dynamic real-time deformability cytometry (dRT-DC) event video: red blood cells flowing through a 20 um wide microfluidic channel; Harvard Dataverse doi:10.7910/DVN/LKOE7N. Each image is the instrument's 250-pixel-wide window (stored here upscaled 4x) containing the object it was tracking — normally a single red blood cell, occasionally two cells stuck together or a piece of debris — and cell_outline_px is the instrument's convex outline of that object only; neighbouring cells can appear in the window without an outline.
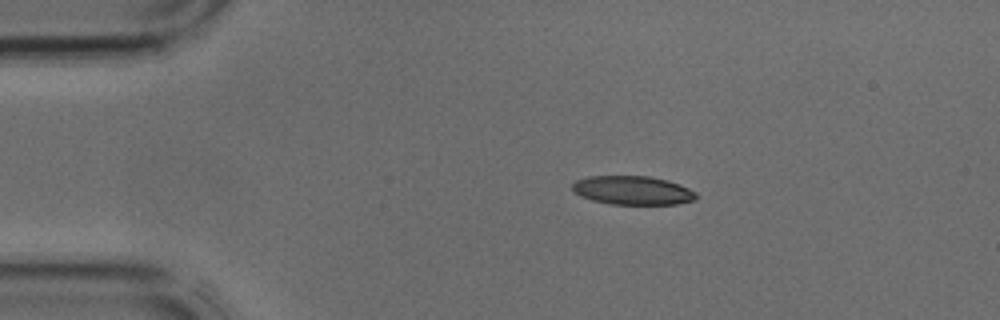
{"species": "common noctule bat (a hibernating species)", "species_latin": "Nyctalus noctula", "temperature_condition": "cold", "stored_images_in_passage": 2, "camera_frame_rate_fps": 3000, "um_per_image_px": 0.085, "animal": {"sex": "male", "body_mass_g": 17.9, "forearm_length_mm": 54.2}, "frame": {"image": 1, "passage_image": 1, "time_ms": 0.0, "image_size_px": [1000, 320], "cell_outline_px": [[696, 200], [676, 204], [612, 204], [592, 200], [580, 196], [572, 192], [572, 184], [576, 180], [588, 176], [648, 176], [668, 180], [680, 184], [696, 192]], "centroid_in_image_um": [53.76, 16.17], "position_along_channel_um": 31.2, "area_um2": 20.87}}